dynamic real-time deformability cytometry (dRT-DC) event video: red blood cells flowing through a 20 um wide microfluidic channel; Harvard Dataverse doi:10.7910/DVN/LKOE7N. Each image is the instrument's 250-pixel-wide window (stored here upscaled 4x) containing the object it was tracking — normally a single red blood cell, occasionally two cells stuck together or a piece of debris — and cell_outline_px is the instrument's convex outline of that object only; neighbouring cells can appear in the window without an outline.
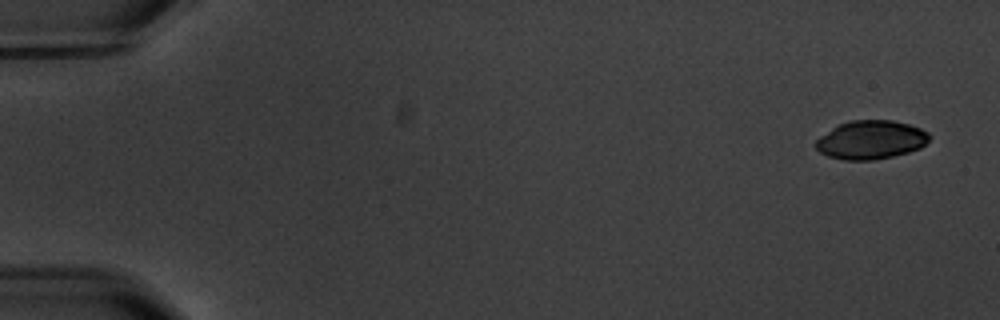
{"species": "common noctule bat (a hibernating species)", "species_latin": "Nyctalus noctula", "temperature_condition": "warm", "stored_images_in_passage": 7, "camera_frame_rate_fps": 3000, "um_per_image_px": 0.085, "animal": {"sex": "male", "body_mass_g": 20.1, "forearm_length_mm": 53.5}, "frame": {"image": 1, "passage_image": 1, "time_ms": 0.0, "image_size_px": [1000, 320], "cell_outline_px": [[928, 140], [920, 148], [908, 152], [892, 156], [872, 160], [844, 160], [828, 156], [820, 152], [816, 148], [816, 140], [820, 136], [836, 124], [848, 120], [892, 120], [908, 124], [920, 128], [928, 132]], "centroid_in_image_um": [73.98, 11.87], "position_along_channel_um": 11.0, "area_um2": 25.55}}
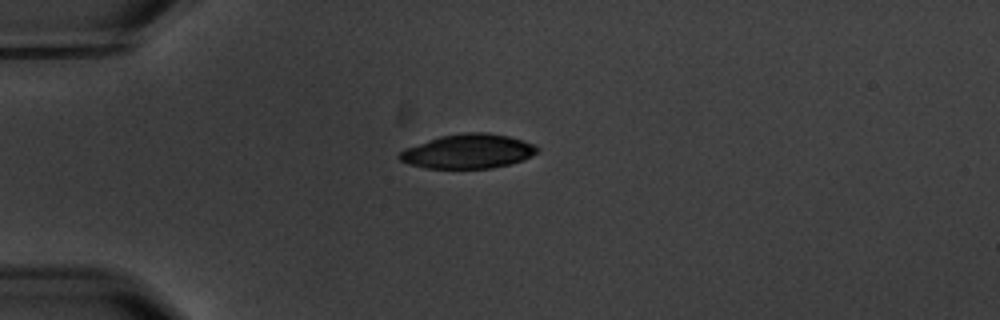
{"frame": {"image": 2, "passage_image": 4, "time_ms": 4.333, "image_size_px": [1000, 320], "cell_outline_px": [[540, 152], [524, 160], [492, 168], [424, 168], [400, 160], [396, 156], [404, 148], [440, 136], [464, 132], [488, 132], [508, 136], [524, 140], [536, 144], [540, 148]], "centroid_in_image_um": [39.84, 12.85], "position_along_channel_um": 45.2, "area_um2": 27.8}}
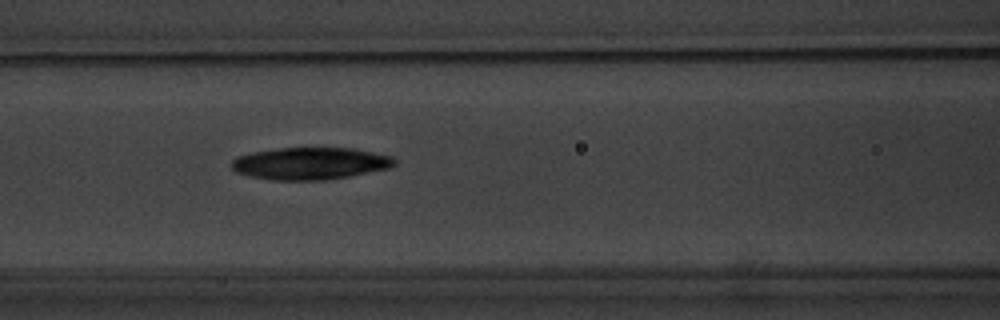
{"frame": {"image": 3, "passage_image": 7, "time_ms": 7.667, "image_size_px": [1000, 320], "cell_outline_px": [[396, 164], [392, 168], [348, 176], [324, 180], [272, 180], [252, 176], [236, 172], [232, 168], [232, 160], [236, 156], [252, 152], [280, 148], [356, 148], [392, 156], [396, 160]], "centroid_in_image_um": [26.4, 13.89], "position_along_channel_um": 140.2, "area_um2": 30.63}}